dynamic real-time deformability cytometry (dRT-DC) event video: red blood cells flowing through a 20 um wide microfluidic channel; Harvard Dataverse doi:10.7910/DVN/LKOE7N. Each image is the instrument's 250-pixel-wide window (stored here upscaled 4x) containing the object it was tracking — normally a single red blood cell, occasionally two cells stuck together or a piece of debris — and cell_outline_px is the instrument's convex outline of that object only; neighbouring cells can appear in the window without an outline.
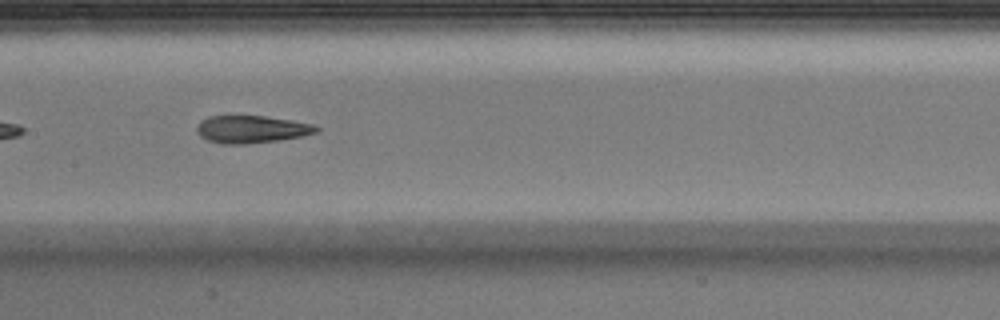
{"species": "Egyptian fruit bat (a non-hibernating species)", "species_latin": "Rousettus aegyptiacus", "temperature_condition": "warm", "stored_images_in_passage": 36, "camera_frame_rate_fps": 3000, "um_per_image_px": 0.085, "animal": {"sex": "male"}, "frame": {"image": 1, "passage_image": 11, "time_ms": 3.333, "image_size_px": [1000, 320], "cell_outline_px": [[320, 128], [316, 132], [300, 136], [276, 140], [244, 144], [224, 144], [208, 140], [200, 136], [196, 132], [196, 128], [200, 120], [208, 116], [264, 116], [292, 120], [312, 124]], "centroid_in_image_um": [21.33, 10.98], "position_along_channel_um": 186.1, "area_um2": 18.96}, "authors_computed_cell_mechanics": {"area_um2": 19.941, "velocity_mm_per_s": 4.0124, "shape_relaxation_time_tau1_ms": null, "shape_relaxation_time_tau2_ms": 2.3342, "deformation_change_tau1": null, "deformation_change_tau2": 0.1072}}